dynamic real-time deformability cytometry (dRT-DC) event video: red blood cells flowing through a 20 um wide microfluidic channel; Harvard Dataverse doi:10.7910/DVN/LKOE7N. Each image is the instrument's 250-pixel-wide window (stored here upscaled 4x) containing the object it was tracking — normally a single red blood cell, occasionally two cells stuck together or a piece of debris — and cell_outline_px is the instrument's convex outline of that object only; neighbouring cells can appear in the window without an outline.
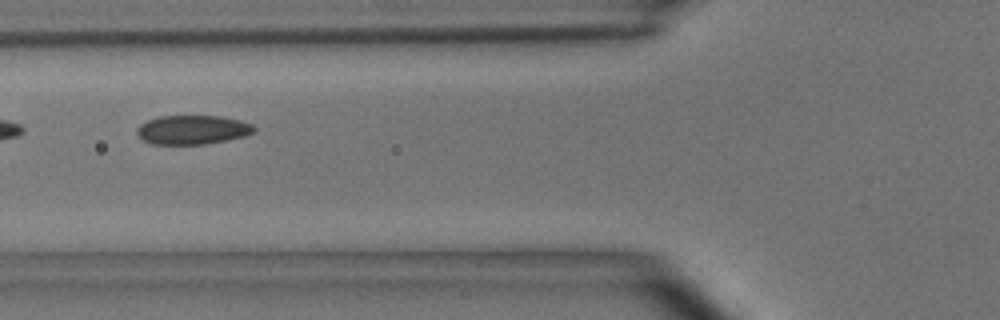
{"species": "common noctule bat (a hibernating species)", "species_latin": "Nyctalus noctula", "temperature_condition": "room temperature", "stored_images_in_passage": 7, "camera_frame_rate_fps": 3000, "um_per_image_px": 0.085, "animal": {"sex": "male", "body_mass_g": 15.6}, "frame": {"image": 1, "passage_image": 4, "time_ms": 3.333, "image_size_px": [1000, 320], "cell_outline_px": [[256, 132], [244, 136], [204, 144], [152, 144], [136, 136], [136, 128], [140, 124], [148, 120], [160, 116], [220, 116], [240, 120], [252, 124], [256, 128]], "centroid_in_image_um": [16.35, 11.03], "position_along_channel_um": 109.5, "area_um2": 19.88}}